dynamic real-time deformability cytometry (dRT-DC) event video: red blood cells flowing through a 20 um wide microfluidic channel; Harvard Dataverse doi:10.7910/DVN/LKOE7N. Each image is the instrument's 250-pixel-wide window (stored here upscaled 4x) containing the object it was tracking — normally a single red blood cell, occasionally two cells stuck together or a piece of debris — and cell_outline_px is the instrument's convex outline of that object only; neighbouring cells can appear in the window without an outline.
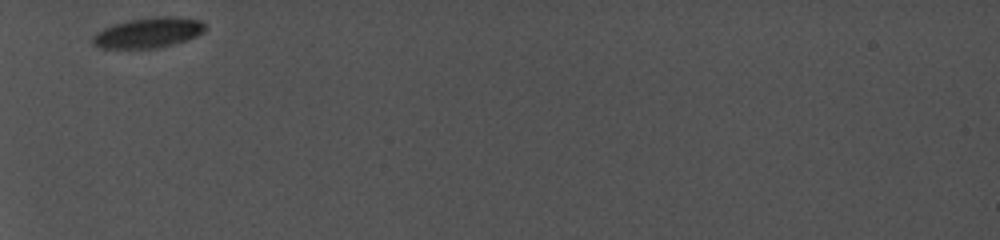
{"species": "common noctule bat (a hibernating species)", "species_latin": "Nyctalus noctula", "temperature_condition": "cold", "stored_images_in_passage": 2, "camera_frame_rate_fps": 5000, "um_per_image_px": 0.085, "animal": {"sex": "female", "body_mass_g": 19.0, "forearm_length_mm": 56.7}, "frame": {"image": 1, "passage_image": 1, "time_ms": 0.0, "image_size_px": [1000, 240], "cell_outline_px": [[208, 28], [204, 32], [196, 36], [172, 44], [156, 48], [100, 48], [92, 44], [92, 36], [96, 32], [104, 28], [128, 20], [156, 16], [180, 16], [200, 20], [208, 24]], "centroid_in_image_um": [12.65, 2.76], "position_along_channel_um": 72.4, "area_um2": 20.0}}